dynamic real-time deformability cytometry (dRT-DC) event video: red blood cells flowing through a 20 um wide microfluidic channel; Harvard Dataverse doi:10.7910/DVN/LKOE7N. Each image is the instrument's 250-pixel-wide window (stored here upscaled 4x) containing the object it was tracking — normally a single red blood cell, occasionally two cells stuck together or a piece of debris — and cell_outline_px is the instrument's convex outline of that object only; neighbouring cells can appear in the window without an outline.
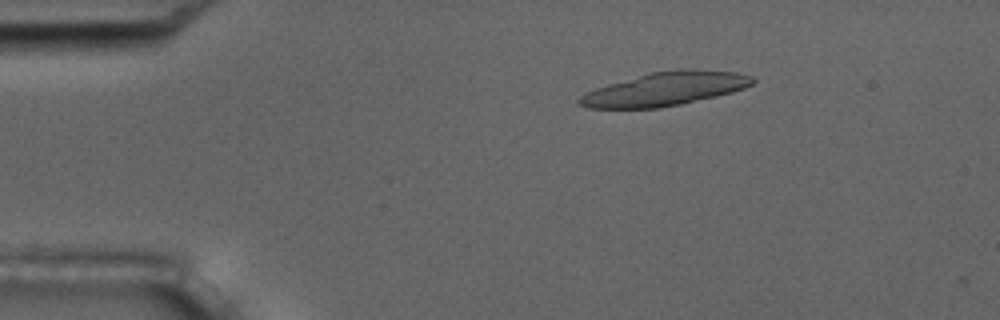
{"species": "common noctule bat (a hibernating species)", "species_latin": "Nyctalus noctula", "temperature_condition": "room temperature", "stored_images_in_passage": 7, "camera_frame_rate_fps": 3000, "um_per_image_px": 0.085, "animal": {"sex": "male", "body_mass_g": 17.5, "forearm_length_mm": 52.3}, "frame": {"image": 1, "passage_image": 3, "time_ms": 2.333, "image_size_px": [1000, 320], "cell_outline_px": [[756, 80], [752, 84], [744, 88], [732, 92], [716, 96], [680, 104], [660, 108], [588, 108], [576, 104], [576, 100], [584, 92], [608, 84], [648, 72], [676, 68], [692, 68], [736, 72], [752, 76]], "centroid_in_image_um": [56.5, 7.54], "position_along_channel_um": 28.5, "area_um2": 34.28}}